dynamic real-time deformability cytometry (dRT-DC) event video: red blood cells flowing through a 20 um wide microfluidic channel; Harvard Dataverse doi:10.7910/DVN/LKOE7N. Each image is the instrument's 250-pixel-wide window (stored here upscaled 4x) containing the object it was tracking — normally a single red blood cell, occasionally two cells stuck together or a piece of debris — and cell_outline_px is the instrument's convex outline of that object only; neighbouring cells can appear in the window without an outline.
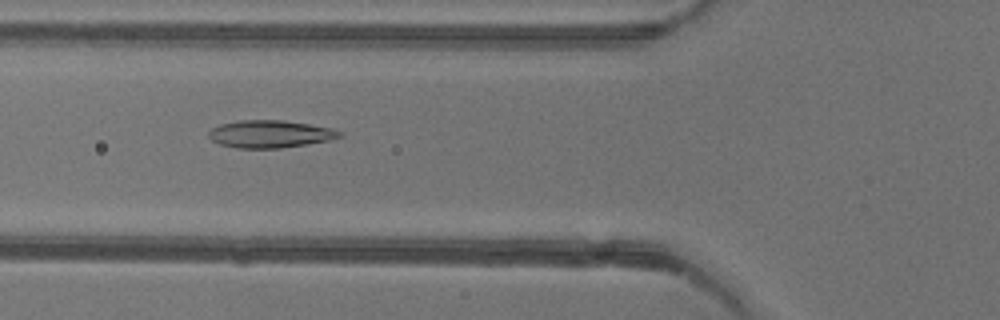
{"species": "common noctule bat (a hibernating species)", "species_latin": "Nyctalus noctula", "temperature_condition": "warm", "stored_images_in_passage": 52, "camera_frame_rate_fps": 3000, "um_per_image_px": 0.085, "animal": {"sex": "female"}, "frame": {"image": 1, "passage_image": 19, "time_ms": 6.0, "image_size_px": [1000, 320], "cell_outline_px": [[344, 136], [328, 140], [280, 148], [236, 148], [220, 144], [212, 140], [208, 136], [208, 132], [212, 128], [220, 124], [240, 120], [284, 120], [332, 128], [344, 132]], "centroid_in_image_um": [22.96, 11.38], "position_along_channel_um": 102.8, "area_um2": 20.92}}
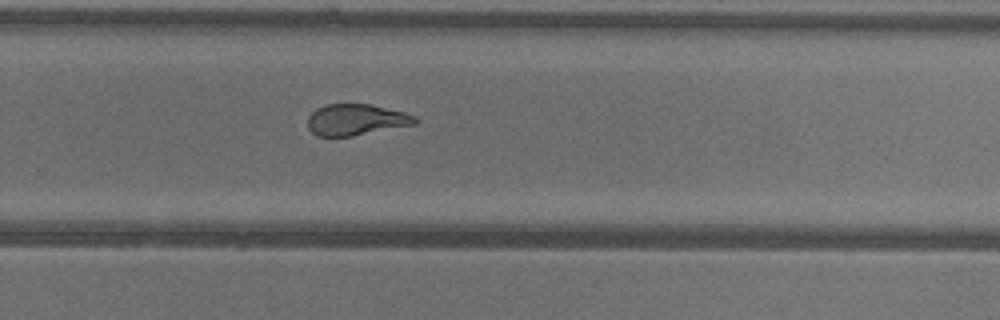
{"frame": {"image": 2, "passage_image": 34, "time_ms": 11.0, "image_size_px": [1000, 320], "cell_outline_px": [[420, 120], [416, 124], [352, 136], [316, 136], [308, 128], [308, 116], [316, 108], [324, 104], [372, 104], [404, 112], [416, 116]], "centroid_in_image_um": [30.27, 10.17], "position_along_channel_um": 299.5, "area_um2": 19.71}}
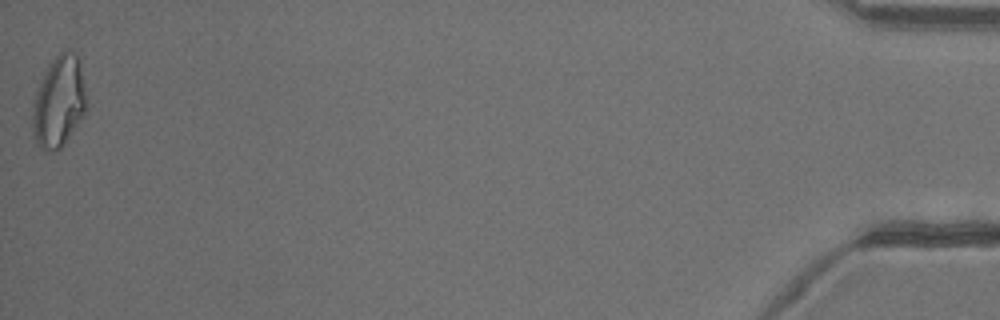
{"frame": {"image": 3, "passage_image": 52, "time_ms": 17.0, "image_size_px": [1000, 320], "cell_outline_px": [[88, 108], [84, 116], [64, 144], [60, 148], [52, 152], [44, 152], [40, 148], [32, 136], [32, 104], [36, 92], [44, 72], [52, 60], [60, 52], [68, 48], [76, 52], [80, 64]], "centroid_in_image_um": [5.0, 8.67], "position_along_channel_um": 430.2, "area_um2": 29.19}, "authors_computed_cell_mechanics": {"area_um2": 21.8195, "velocity_mm_per_s": 3.9423, "shape_relaxation_time_tau1_ms": 5.7018, "shape_relaxation_time_tau2_ms": 1.3267, "deformation_change_tau1": 0.2066, "deformation_change_tau2": 0.0943}}